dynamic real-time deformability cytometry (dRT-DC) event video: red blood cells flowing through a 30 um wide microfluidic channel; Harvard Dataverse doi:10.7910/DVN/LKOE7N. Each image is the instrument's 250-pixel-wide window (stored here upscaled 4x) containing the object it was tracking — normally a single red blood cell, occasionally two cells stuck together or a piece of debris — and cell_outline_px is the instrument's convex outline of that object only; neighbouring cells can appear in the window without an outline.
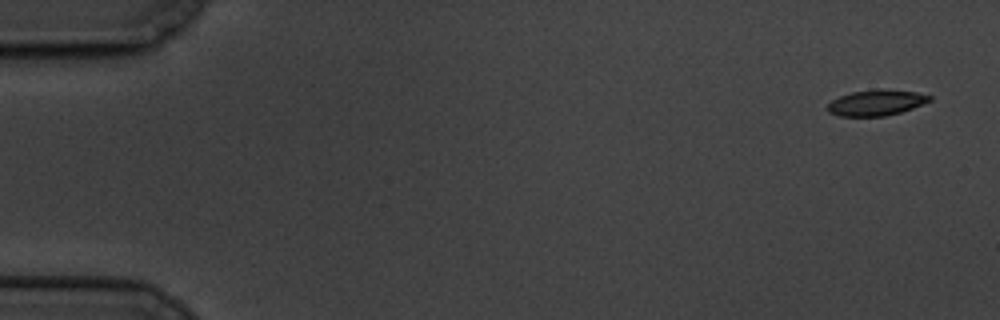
{"species": "common noctule bat (a hibernating species)", "species_latin": "Nyctalus noctula", "temperature_condition": "cold", "stored_images_in_passage": 6, "camera_frame_rate_fps": 3000, "um_per_image_px": 0.085, "animal": {"sex": "male", "body_mass_g": 19.5, "forearm_length_mm": 54.6}, "frame": {"image": 1, "passage_image": 1, "time_ms": 0.0, "image_size_px": [1000, 320], "cell_outline_px": [[932, 100], [912, 108], [900, 112], [884, 116], [840, 116], [828, 112], [828, 104], [832, 100], [840, 96], [852, 92], [876, 88], [916, 92], [932, 96]], "centroid_in_image_um": [74.48, 8.72], "position_along_channel_um": 10.5, "area_um2": 15.26}}
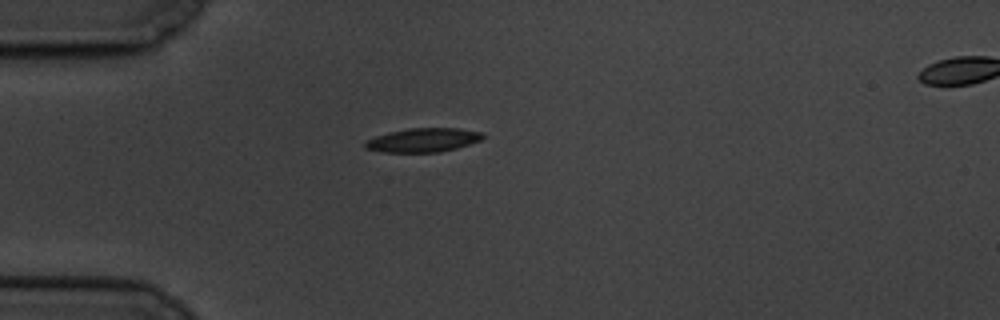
{"frame": {"image": 2, "passage_image": 5, "time_ms": 4.667, "image_size_px": [1000, 320], "cell_outline_px": [[484, 136], [480, 140], [456, 148], [440, 152], [384, 152], [364, 148], [364, 144], [368, 140], [376, 136], [388, 132], [408, 128], [460, 128], [484, 132]], "centroid_in_image_um": [35.98, 11.9], "position_along_channel_um": 49.0, "area_um2": 16.36}}